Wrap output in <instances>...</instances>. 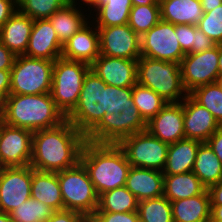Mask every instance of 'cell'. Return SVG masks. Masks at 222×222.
I'll list each match as a JSON object with an SVG mask.
<instances>
[{"label":"cell","mask_w":222,"mask_h":222,"mask_svg":"<svg viewBox=\"0 0 222 222\" xmlns=\"http://www.w3.org/2000/svg\"><path fill=\"white\" fill-rule=\"evenodd\" d=\"M86 136L67 119L60 125L37 130L32 137L30 166L42 172H59L80 162Z\"/></svg>","instance_id":"cell-1"},{"label":"cell","mask_w":222,"mask_h":222,"mask_svg":"<svg viewBox=\"0 0 222 222\" xmlns=\"http://www.w3.org/2000/svg\"><path fill=\"white\" fill-rule=\"evenodd\" d=\"M146 130L132 98V87L107 85V110L101 121L86 135V141L118 144L123 138Z\"/></svg>","instance_id":"cell-2"},{"label":"cell","mask_w":222,"mask_h":222,"mask_svg":"<svg viewBox=\"0 0 222 222\" xmlns=\"http://www.w3.org/2000/svg\"><path fill=\"white\" fill-rule=\"evenodd\" d=\"M80 162L87 169L98 195L126 184L131 165L118 144L84 143Z\"/></svg>","instance_id":"cell-3"},{"label":"cell","mask_w":222,"mask_h":222,"mask_svg":"<svg viewBox=\"0 0 222 222\" xmlns=\"http://www.w3.org/2000/svg\"><path fill=\"white\" fill-rule=\"evenodd\" d=\"M7 125L31 131L53 128L66 120L50 93L9 94L0 118Z\"/></svg>","instance_id":"cell-4"},{"label":"cell","mask_w":222,"mask_h":222,"mask_svg":"<svg viewBox=\"0 0 222 222\" xmlns=\"http://www.w3.org/2000/svg\"><path fill=\"white\" fill-rule=\"evenodd\" d=\"M137 83L152 89L167 103L181 102L184 89L179 63L141 56L137 60Z\"/></svg>","instance_id":"cell-5"},{"label":"cell","mask_w":222,"mask_h":222,"mask_svg":"<svg viewBox=\"0 0 222 222\" xmlns=\"http://www.w3.org/2000/svg\"><path fill=\"white\" fill-rule=\"evenodd\" d=\"M107 110V84L91 69L74 110L66 119L85 136L101 121Z\"/></svg>","instance_id":"cell-6"},{"label":"cell","mask_w":222,"mask_h":222,"mask_svg":"<svg viewBox=\"0 0 222 222\" xmlns=\"http://www.w3.org/2000/svg\"><path fill=\"white\" fill-rule=\"evenodd\" d=\"M65 210L82 214L88 220L98 208L99 195L90 180L87 169L76 166L57 172Z\"/></svg>","instance_id":"cell-7"},{"label":"cell","mask_w":222,"mask_h":222,"mask_svg":"<svg viewBox=\"0 0 222 222\" xmlns=\"http://www.w3.org/2000/svg\"><path fill=\"white\" fill-rule=\"evenodd\" d=\"M89 69L90 65L86 63L63 57L54 61L50 94L65 117L76 107L84 77Z\"/></svg>","instance_id":"cell-8"},{"label":"cell","mask_w":222,"mask_h":222,"mask_svg":"<svg viewBox=\"0 0 222 222\" xmlns=\"http://www.w3.org/2000/svg\"><path fill=\"white\" fill-rule=\"evenodd\" d=\"M54 61L17 55L11 69L9 94L38 95L51 92Z\"/></svg>","instance_id":"cell-9"},{"label":"cell","mask_w":222,"mask_h":222,"mask_svg":"<svg viewBox=\"0 0 222 222\" xmlns=\"http://www.w3.org/2000/svg\"><path fill=\"white\" fill-rule=\"evenodd\" d=\"M118 146L124 151L132 167L163 171L169 144L151 135L147 130L123 138Z\"/></svg>","instance_id":"cell-10"},{"label":"cell","mask_w":222,"mask_h":222,"mask_svg":"<svg viewBox=\"0 0 222 222\" xmlns=\"http://www.w3.org/2000/svg\"><path fill=\"white\" fill-rule=\"evenodd\" d=\"M176 37L175 25L160 20L141 36V56L180 64L186 54Z\"/></svg>","instance_id":"cell-11"},{"label":"cell","mask_w":222,"mask_h":222,"mask_svg":"<svg viewBox=\"0 0 222 222\" xmlns=\"http://www.w3.org/2000/svg\"><path fill=\"white\" fill-rule=\"evenodd\" d=\"M219 45L200 53L186 54L181 63L184 89L189 94L194 89L215 83L219 75Z\"/></svg>","instance_id":"cell-12"},{"label":"cell","mask_w":222,"mask_h":222,"mask_svg":"<svg viewBox=\"0 0 222 222\" xmlns=\"http://www.w3.org/2000/svg\"><path fill=\"white\" fill-rule=\"evenodd\" d=\"M33 131L13 127L0 120V165L2 168L25 167L32 157Z\"/></svg>","instance_id":"cell-13"},{"label":"cell","mask_w":222,"mask_h":222,"mask_svg":"<svg viewBox=\"0 0 222 222\" xmlns=\"http://www.w3.org/2000/svg\"><path fill=\"white\" fill-rule=\"evenodd\" d=\"M100 55L138 60L141 37L128 25L97 27Z\"/></svg>","instance_id":"cell-14"},{"label":"cell","mask_w":222,"mask_h":222,"mask_svg":"<svg viewBox=\"0 0 222 222\" xmlns=\"http://www.w3.org/2000/svg\"><path fill=\"white\" fill-rule=\"evenodd\" d=\"M32 167L1 168L0 212L10 214L31 198Z\"/></svg>","instance_id":"cell-15"},{"label":"cell","mask_w":222,"mask_h":222,"mask_svg":"<svg viewBox=\"0 0 222 222\" xmlns=\"http://www.w3.org/2000/svg\"><path fill=\"white\" fill-rule=\"evenodd\" d=\"M90 69L107 85L133 87L137 83V60L99 55Z\"/></svg>","instance_id":"cell-16"},{"label":"cell","mask_w":222,"mask_h":222,"mask_svg":"<svg viewBox=\"0 0 222 222\" xmlns=\"http://www.w3.org/2000/svg\"><path fill=\"white\" fill-rule=\"evenodd\" d=\"M146 130L168 144L185 139L182 102L167 103L146 123Z\"/></svg>","instance_id":"cell-17"},{"label":"cell","mask_w":222,"mask_h":222,"mask_svg":"<svg viewBox=\"0 0 222 222\" xmlns=\"http://www.w3.org/2000/svg\"><path fill=\"white\" fill-rule=\"evenodd\" d=\"M181 102L185 138L206 142L220 125L212 113L198 104L189 94Z\"/></svg>","instance_id":"cell-18"},{"label":"cell","mask_w":222,"mask_h":222,"mask_svg":"<svg viewBox=\"0 0 222 222\" xmlns=\"http://www.w3.org/2000/svg\"><path fill=\"white\" fill-rule=\"evenodd\" d=\"M63 44L48 19L35 20L25 56L55 61L62 55Z\"/></svg>","instance_id":"cell-19"},{"label":"cell","mask_w":222,"mask_h":222,"mask_svg":"<svg viewBox=\"0 0 222 222\" xmlns=\"http://www.w3.org/2000/svg\"><path fill=\"white\" fill-rule=\"evenodd\" d=\"M91 23L88 22L63 44L61 57L88 65L95 61L100 55L99 32Z\"/></svg>","instance_id":"cell-20"},{"label":"cell","mask_w":222,"mask_h":222,"mask_svg":"<svg viewBox=\"0 0 222 222\" xmlns=\"http://www.w3.org/2000/svg\"><path fill=\"white\" fill-rule=\"evenodd\" d=\"M125 187L138 201L160 197L163 195L164 175L158 170L131 166Z\"/></svg>","instance_id":"cell-21"},{"label":"cell","mask_w":222,"mask_h":222,"mask_svg":"<svg viewBox=\"0 0 222 222\" xmlns=\"http://www.w3.org/2000/svg\"><path fill=\"white\" fill-rule=\"evenodd\" d=\"M34 20L18 10L0 28V42L11 52L24 55Z\"/></svg>","instance_id":"cell-22"},{"label":"cell","mask_w":222,"mask_h":222,"mask_svg":"<svg viewBox=\"0 0 222 222\" xmlns=\"http://www.w3.org/2000/svg\"><path fill=\"white\" fill-rule=\"evenodd\" d=\"M201 141L182 139L169 144L163 175H176L191 172Z\"/></svg>","instance_id":"cell-23"},{"label":"cell","mask_w":222,"mask_h":222,"mask_svg":"<svg viewBox=\"0 0 222 222\" xmlns=\"http://www.w3.org/2000/svg\"><path fill=\"white\" fill-rule=\"evenodd\" d=\"M31 198L45 203L54 211L64 210L57 172H42L32 168Z\"/></svg>","instance_id":"cell-24"},{"label":"cell","mask_w":222,"mask_h":222,"mask_svg":"<svg viewBox=\"0 0 222 222\" xmlns=\"http://www.w3.org/2000/svg\"><path fill=\"white\" fill-rule=\"evenodd\" d=\"M76 6L73 2H69L48 18L62 44L89 22L90 13L87 15V13L83 12L85 9H80L79 6Z\"/></svg>","instance_id":"cell-25"},{"label":"cell","mask_w":222,"mask_h":222,"mask_svg":"<svg viewBox=\"0 0 222 222\" xmlns=\"http://www.w3.org/2000/svg\"><path fill=\"white\" fill-rule=\"evenodd\" d=\"M160 5V18L174 25H197L203 17L200 0H163Z\"/></svg>","instance_id":"cell-26"},{"label":"cell","mask_w":222,"mask_h":222,"mask_svg":"<svg viewBox=\"0 0 222 222\" xmlns=\"http://www.w3.org/2000/svg\"><path fill=\"white\" fill-rule=\"evenodd\" d=\"M173 222H207L210 219V195L202 194L171 202Z\"/></svg>","instance_id":"cell-27"},{"label":"cell","mask_w":222,"mask_h":222,"mask_svg":"<svg viewBox=\"0 0 222 222\" xmlns=\"http://www.w3.org/2000/svg\"><path fill=\"white\" fill-rule=\"evenodd\" d=\"M206 189L192 171L176 175H164L163 195L170 202L200 195Z\"/></svg>","instance_id":"cell-28"},{"label":"cell","mask_w":222,"mask_h":222,"mask_svg":"<svg viewBox=\"0 0 222 222\" xmlns=\"http://www.w3.org/2000/svg\"><path fill=\"white\" fill-rule=\"evenodd\" d=\"M133 7L131 0H102V2L94 9L96 16L91 22L96 27H110L128 24L130 10Z\"/></svg>","instance_id":"cell-29"},{"label":"cell","mask_w":222,"mask_h":222,"mask_svg":"<svg viewBox=\"0 0 222 222\" xmlns=\"http://www.w3.org/2000/svg\"><path fill=\"white\" fill-rule=\"evenodd\" d=\"M192 172L208 189L222 180V163L207 142H201Z\"/></svg>","instance_id":"cell-30"},{"label":"cell","mask_w":222,"mask_h":222,"mask_svg":"<svg viewBox=\"0 0 222 222\" xmlns=\"http://www.w3.org/2000/svg\"><path fill=\"white\" fill-rule=\"evenodd\" d=\"M138 203L137 198L123 186L100 194L96 212H135Z\"/></svg>","instance_id":"cell-31"},{"label":"cell","mask_w":222,"mask_h":222,"mask_svg":"<svg viewBox=\"0 0 222 222\" xmlns=\"http://www.w3.org/2000/svg\"><path fill=\"white\" fill-rule=\"evenodd\" d=\"M132 98L140 116L147 123L155 117L167 102L152 89L136 83L132 87Z\"/></svg>","instance_id":"cell-32"},{"label":"cell","mask_w":222,"mask_h":222,"mask_svg":"<svg viewBox=\"0 0 222 222\" xmlns=\"http://www.w3.org/2000/svg\"><path fill=\"white\" fill-rule=\"evenodd\" d=\"M140 222H173L171 202L164 196L139 201Z\"/></svg>","instance_id":"cell-33"},{"label":"cell","mask_w":222,"mask_h":222,"mask_svg":"<svg viewBox=\"0 0 222 222\" xmlns=\"http://www.w3.org/2000/svg\"><path fill=\"white\" fill-rule=\"evenodd\" d=\"M160 20L159 4L139 5L131 8L128 25L141 37Z\"/></svg>","instance_id":"cell-34"},{"label":"cell","mask_w":222,"mask_h":222,"mask_svg":"<svg viewBox=\"0 0 222 222\" xmlns=\"http://www.w3.org/2000/svg\"><path fill=\"white\" fill-rule=\"evenodd\" d=\"M189 95L211 112L218 124L222 126V90L216 83L200 86Z\"/></svg>","instance_id":"cell-35"},{"label":"cell","mask_w":222,"mask_h":222,"mask_svg":"<svg viewBox=\"0 0 222 222\" xmlns=\"http://www.w3.org/2000/svg\"><path fill=\"white\" fill-rule=\"evenodd\" d=\"M54 210L45 203L33 198L17 206L11 213L12 222H45Z\"/></svg>","instance_id":"cell-36"},{"label":"cell","mask_w":222,"mask_h":222,"mask_svg":"<svg viewBox=\"0 0 222 222\" xmlns=\"http://www.w3.org/2000/svg\"><path fill=\"white\" fill-rule=\"evenodd\" d=\"M71 0H17V10L34 21L48 19Z\"/></svg>","instance_id":"cell-37"},{"label":"cell","mask_w":222,"mask_h":222,"mask_svg":"<svg viewBox=\"0 0 222 222\" xmlns=\"http://www.w3.org/2000/svg\"><path fill=\"white\" fill-rule=\"evenodd\" d=\"M197 27L211 38L216 45L222 44V4L210 12H204Z\"/></svg>","instance_id":"cell-38"},{"label":"cell","mask_w":222,"mask_h":222,"mask_svg":"<svg viewBox=\"0 0 222 222\" xmlns=\"http://www.w3.org/2000/svg\"><path fill=\"white\" fill-rule=\"evenodd\" d=\"M177 40L185 54H188L193 48L196 40V25L179 24L175 25Z\"/></svg>","instance_id":"cell-39"},{"label":"cell","mask_w":222,"mask_h":222,"mask_svg":"<svg viewBox=\"0 0 222 222\" xmlns=\"http://www.w3.org/2000/svg\"><path fill=\"white\" fill-rule=\"evenodd\" d=\"M90 222H140L138 212H95Z\"/></svg>","instance_id":"cell-40"},{"label":"cell","mask_w":222,"mask_h":222,"mask_svg":"<svg viewBox=\"0 0 222 222\" xmlns=\"http://www.w3.org/2000/svg\"><path fill=\"white\" fill-rule=\"evenodd\" d=\"M88 219L82 214L70 211V210H60L54 211L51 217L45 222H87Z\"/></svg>","instance_id":"cell-41"},{"label":"cell","mask_w":222,"mask_h":222,"mask_svg":"<svg viewBox=\"0 0 222 222\" xmlns=\"http://www.w3.org/2000/svg\"><path fill=\"white\" fill-rule=\"evenodd\" d=\"M11 70H0V118L3 114L5 100L9 96Z\"/></svg>","instance_id":"cell-42"},{"label":"cell","mask_w":222,"mask_h":222,"mask_svg":"<svg viewBox=\"0 0 222 222\" xmlns=\"http://www.w3.org/2000/svg\"><path fill=\"white\" fill-rule=\"evenodd\" d=\"M216 46L215 42L209 38L204 32H202L196 25V40L193 44V48L189 53H200L210 50Z\"/></svg>","instance_id":"cell-43"},{"label":"cell","mask_w":222,"mask_h":222,"mask_svg":"<svg viewBox=\"0 0 222 222\" xmlns=\"http://www.w3.org/2000/svg\"><path fill=\"white\" fill-rule=\"evenodd\" d=\"M17 10V0H0V28Z\"/></svg>","instance_id":"cell-44"},{"label":"cell","mask_w":222,"mask_h":222,"mask_svg":"<svg viewBox=\"0 0 222 222\" xmlns=\"http://www.w3.org/2000/svg\"><path fill=\"white\" fill-rule=\"evenodd\" d=\"M16 55L0 42V70H11Z\"/></svg>","instance_id":"cell-45"},{"label":"cell","mask_w":222,"mask_h":222,"mask_svg":"<svg viewBox=\"0 0 222 222\" xmlns=\"http://www.w3.org/2000/svg\"><path fill=\"white\" fill-rule=\"evenodd\" d=\"M206 142L222 163V126Z\"/></svg>","instance_id":"cell-46"},{"label":"cell","mask_w":222,"mask_h":222,"mask_svg":"<svg viewBox=\"0 0 222 222\" xmlns=\"http://www.w3.org/2000/svg\"><path fill=\"white\" fill-rule=\"evenodd\" d=\"M211 205H222V180L208 189Z\"/></svg>","instance_id":"cell-47"},{"label":"cell","mask_w":222,"mask_h":222,"mask_svg":"<svg viewBox=\"0 0 222 222\" xmlns=\"http://www.w3.org/2000/svg\"><path fill=\"white\" fill-rule=\"evenodd\" d=\"M203 12H210L212 9L222 4V0H200Z\"/></svg>","instance_id":"cell-48"},{"label":"cell","mask_w":222,"mask_h":222,"mask_svg":"<svg viewBox=\"0 0 222 222\" xmlns=\"http://www.w3.org/2000/svg\"><path fill=\"white\" fill-rule=\"evenodd\" d=\"M210 219L215 222H222V205H211Z\"/></svg>","instance_id":"cell-49"},{"label":"cell","mask_w":222,"mask_h":222,"mask_svg":"<svg viewBox=\"0 0 222 222\" xmlns=\"http://www.w3.org/2000/svg\"><path fill=\"white\" fill-rule=\"evenodd\" d=\"M77 1L79 2V0H71V2H73L74 4L79 5L80 8H83L82 6L85 4L84 6L85 7L87 6L88 10L91 9V10H89L90 12H92V10H94L102 2V0H81L80 1L81 4H80ZM80 5H82V6H80Z\"/></svg>","instance_id":"cell-50"},{"label":"cell","mask_w":222,"mask_h":222,"mask_svg":"<svg viewBox=\"0 0 222 222\" xmlns=\"http://www.w3.org/2000/svg\"><path fill=\"white\" fill-rule=\"evenodd\" d=\"M133 6L159 4L157 0H131Z\"/></svg>","instance_id":"cell-51"},{"label":"cell","mask_w":222,"mask_h":222,"mask_svg":"<svg viewBox=\"0 0 222 222\" xmlns=\"http://www.w3.org/2000/svg\"><path fill=\"white\" fill-rule=\"evenodd\" d=\"M0 222H12L10 214L0 212Z\"/></svg>","instance_id":"cell-52"},{"label":"cell","mask_w":222,"mask_h":222,"mask_svg":"<svg viewBox=\"0 0 222 222\" xmlns=\"http://www.w3.org/2000/svg\"><path fill=\"white\" fill-rule=\"evenodd\" d=\"M219 74H222V44L219 45Z\"/></svg>","instance_id":"cell-53"},{"label":"cell","mask_w":222,"mask_h":222,"mask_svg":"<svg viewBox=\"0 0 222 222\" xmlns=\"http://www.w3.org/2000/svg\"><path fill=\"white\" fill-rule=\"evenodd\" d=\"M217 86L222 90V74H219L215 80Z\"/></svg>","instance_id":"cell-54"}]
</instances>
